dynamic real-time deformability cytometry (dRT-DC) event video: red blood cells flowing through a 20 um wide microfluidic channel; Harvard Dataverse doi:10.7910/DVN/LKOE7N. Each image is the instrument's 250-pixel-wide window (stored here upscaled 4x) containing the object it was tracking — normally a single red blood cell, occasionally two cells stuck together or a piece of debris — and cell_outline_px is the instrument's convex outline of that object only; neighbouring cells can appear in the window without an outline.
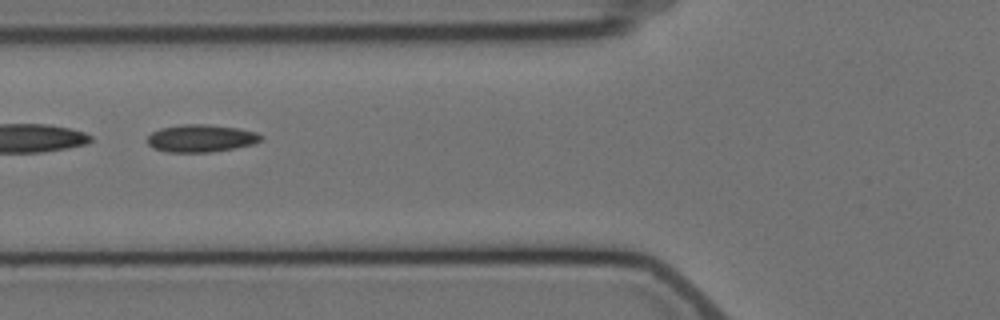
{"species": "Egyptian fruit bat (a non-hibernating species)", "species_latin": "Rousettus aegyptiacus", "temperature_condition": "cold", "stored_images_in_passage": 6, "camera_frame_rate_fps": 3000, "um_per_image_px": 0.085, "animal": {"sex": "female"}, "frame": {"image": 1, "passage_image": 2, "time_ms": 1.333, "image_size_px": [1000, 320], "cell_outline_px": [[260, 140], [252, 144], [212, 152], [168, 152], [152, 148], [148, 144], [148, 136], [152, 132], [160, 128], [180, 124], [208, 124], [236, 128], [256, 132], [260, 136]], "centroid_in_image_um": [17.01, 11.75], "position_along_channel_um": 108.8, "area_um2": 18.03}}
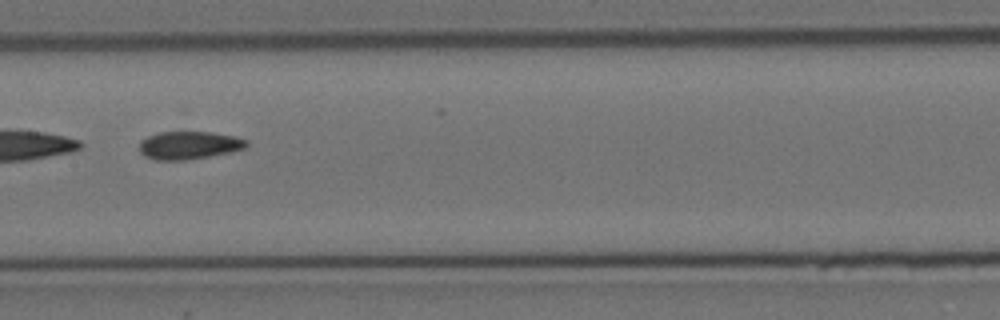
{"frame": {"image": 2, "passage_image": 4, "time_ms": 3.667, "image_size_px": [1000, 320], "cell_outline_px": [[248, 148], [232, 152], [184, 160], [156, 160], [144, 156], [140, 152], [140, 140], [148, 136], [160, 132], [212, 132], [236, 136], [248, 140]], "centroid_in_image_um": [16.1, 12.34], "position_along_channel_um": 191.3, "area_um2": 17.57}}
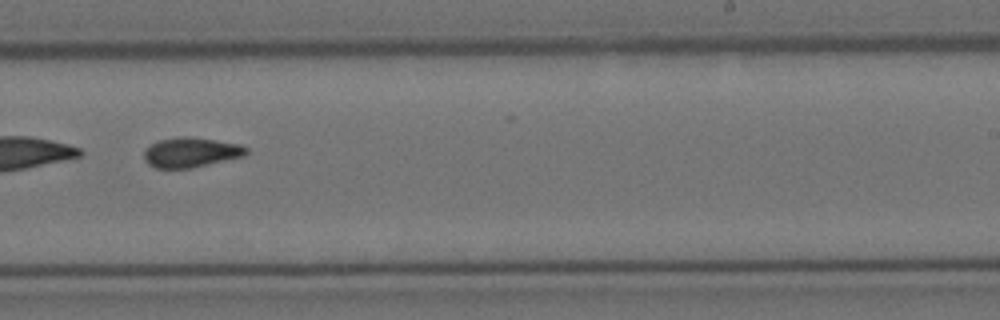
{"frame": {"image": 3, "passage_image": 6, "time_ms": 6.0, "image_size_px": [1000, 320], "cell_outline_px": [[248, 152], [244, 156], [192, 168], [156, 168], [148, 164], [144, 160], [144, 148], [160, 140], [180, 136], [184, 136], [216, 140], [240, 144], [248, 148]], "centroid_in_image_um": [16.22, 12.95], "position_along_channel_um": 272.8, "area_um2": 17.8}}